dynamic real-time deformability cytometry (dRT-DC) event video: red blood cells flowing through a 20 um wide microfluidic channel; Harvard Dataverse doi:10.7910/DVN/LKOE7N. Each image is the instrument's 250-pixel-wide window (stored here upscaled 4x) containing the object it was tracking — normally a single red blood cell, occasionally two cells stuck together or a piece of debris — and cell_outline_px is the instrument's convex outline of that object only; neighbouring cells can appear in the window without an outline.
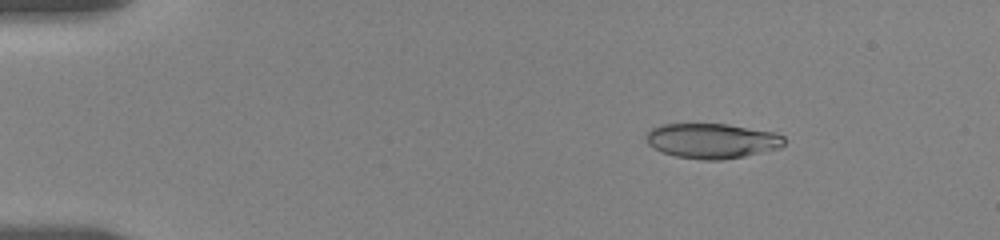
{"species": "human", "species_latin": "Homo sapiens", "temperature_condition": "room temperature", "stored_images_in_passage": 39, "camera_frame_rate_fps": 3000, "um_per_image_px": 0.085, "donor": {"sex": "female"}, "frame": {"image": 1, "passage_image": 7, "time_ms": 2.333, "image_size_px": [1000, 240], "cell_outline_px": [[784, 144], [780, 148], [744, 156], [720, 160], [704, 160], [676, 156], [664, 152], [648, 144], [648, 132], [652, 128], [660, 124], [728, 124], [776, 132], [784, 136]], "centroid_in_image_um": [60.57, 11.96], "position_along_channel_um": 24.4, "area_um2": 27.98}}
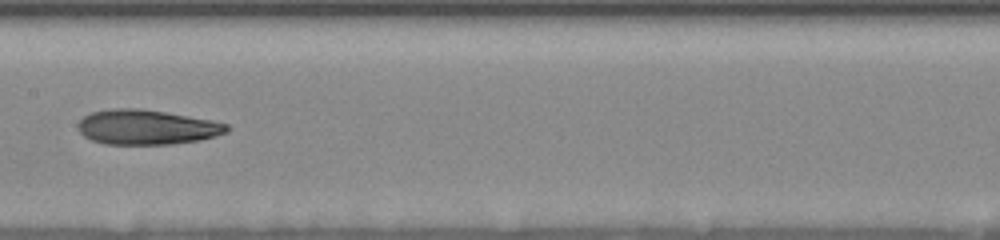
{"frame": {"image": 2, "passage_image": 20, "time_ms": 9.333, "image_size_px": [1000, 240], "cell_outline_px": [[228, 132], [216, 136], [200, 140], [172, 144], [104, 144], [92, 140], [84, 136], [80, 132], [76, 124], [84, 116], [92, 112], [112, 108], [140, 108], [212, 120], [228, 124]], "centroid_in_image_um": [12.46, 10.81], "position_along_channel_um": 194.9, "area_um2": 30.23}}
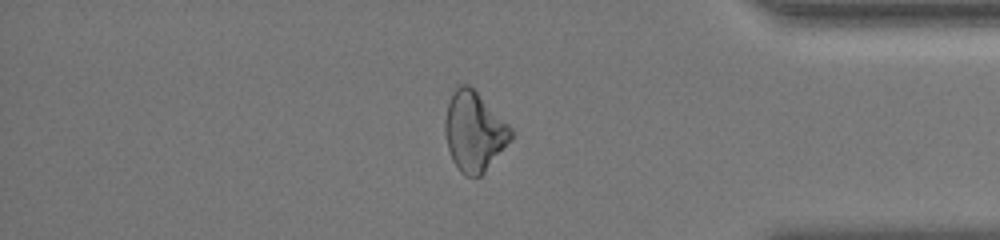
{"frame": {"image": 3, "passage_image": 33, "time_ms": 15.333, "image_size_px": [1000, 240], "cell_outline_px": [[516, 132], [512, 140], [484, 172], [480, 176], [464, 176], [460, 172], [452, 160], [448, 148], [444, 132], [444, 120], [448, 104], [456, 88], [460, 84], [468, 84]], "centroid_in_image_um": [40.31, 11.21], "position_along_channel_um": 394.9, "area_um2": 30.4}, "authors_computed_cell_mechanics": {"area_um2": 30.1138, "velocity_mm_per_s": 3.6551, "shape_relaxation_time_tau1_ms": 5.2816, "shape_relaxation_time_tau2_ms": 7.3896, "deformation_change_tau1": 0.1471, "deformation_change_tau2": 0.1818}}